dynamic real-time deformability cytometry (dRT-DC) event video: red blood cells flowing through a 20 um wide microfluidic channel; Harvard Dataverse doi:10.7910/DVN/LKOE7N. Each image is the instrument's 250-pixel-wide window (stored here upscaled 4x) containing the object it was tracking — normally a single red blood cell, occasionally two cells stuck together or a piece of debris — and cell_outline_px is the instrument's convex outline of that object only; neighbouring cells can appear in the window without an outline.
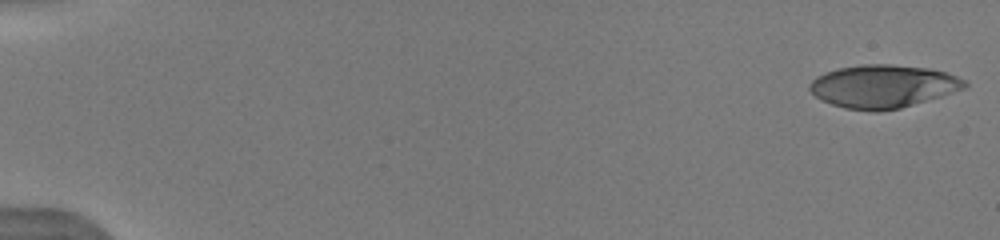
{"species": "human", "species_latin": "Homo sapiens", "temperature_condition": "warm", "stored_images_in_passage": 21, "camera_frame_rate_fps": 3000, "um_per_image_px": 0.085, "donor": {"sex": "male"}, "frame": {"image": 1, "passage_image": 1, "time_ms": 0.0, "image_size_px": [1000, 240], "cell_outline_px": [[968, 88], [900, 108], [844, 108], [832, 104], [816, 96], [808, 88], [808, 84], [816, 76], [824, 72], [836, 68], [860, 64], [892, 64], [932, 68], [948, 72], [968, 80]], "centroid_in_image_um": [75.12, 7.27], "position_along_channel_um": 9.9, "area_um2": 38.55}}
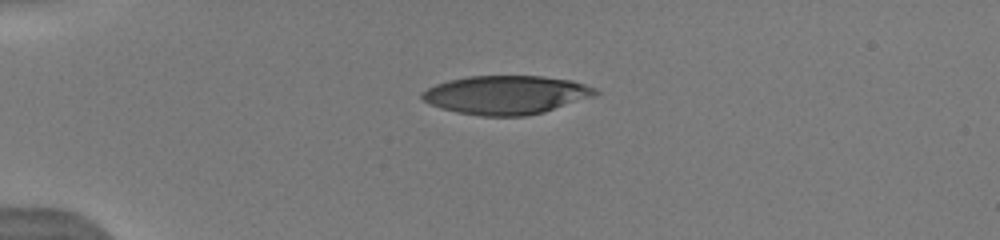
{"frame": {"image": 2, "passage_image": 13, "time_ms": 4.0, "image_size_px": [1000, 240], "cell_outline_px": [[600, 92], [596, 96], [544, 112], [524, 116], [480, 116], [456, 112], [440, 108], [424, 100], [420, 96], [420, 92], [436, 84], [448, 80], [468, 76], [544, 76], [572, 80], [596, 88]], "centroid_in_image_um": [43.04, 8.06], "position_along_channel_um": 42.0, "area_um2": 39.25}}